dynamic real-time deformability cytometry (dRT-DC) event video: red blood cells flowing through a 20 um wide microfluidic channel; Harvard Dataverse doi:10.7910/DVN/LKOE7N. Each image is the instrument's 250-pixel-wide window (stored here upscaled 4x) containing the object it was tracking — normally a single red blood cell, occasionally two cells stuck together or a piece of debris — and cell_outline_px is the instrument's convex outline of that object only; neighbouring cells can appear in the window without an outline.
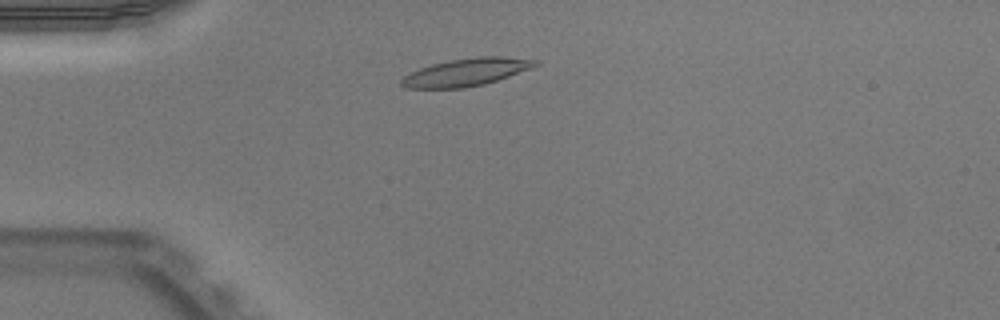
{"species": "Egyptian fruit bat (a non-hibernating species)", "species_latin": "Rousettus aegyptiacus", "temperature_condition": "warm", "stored_images_in_passage": 45, "camera_frame_rate_fps": 3000, "um_per_image_px": 0.085, "animal": {"sex": "male"}, "frame": {"image": 1, "passage_image": 7, "time_ms": 2.0, "image_size_px": [1000, 320], "cell_outline_px": [[540, 64], [532, 68], [484, 84], [464, 88], [408, 88], [400, 84], [400, 80], [404, 76], [420, 68], [432, 64], [448, 60], [480, 56], [504, 56], [540, 60]], "centroid_in_image_um": [39.67, 6.12], "position_along_channel_um": 45.3, "area_um2": 21.5}}
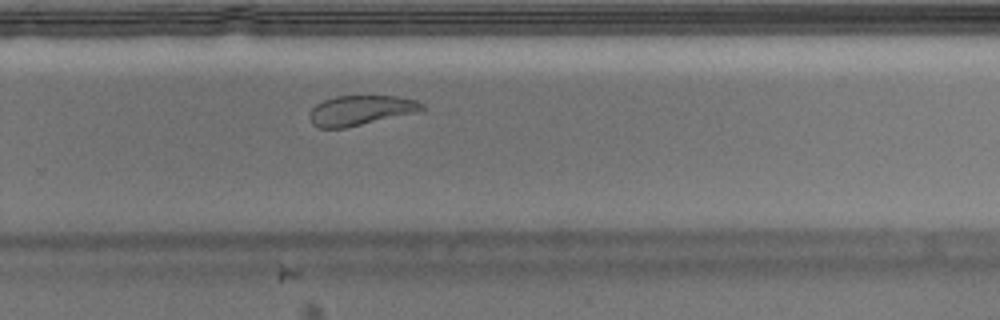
{"frame": {"image": 2, "passage_image": 28, "time_ms": 9.0, "image_size_px": [1000, 320], "cell_outline_px": [[424, 108], [416, 112], [344, 128], [320, 128], [312, 124], [308, 120], [308, 112], [316, 104], [324, 100], [336, 96], [396, 96], [416, 100], [424, 104]], "centroid_in_image_um": [30.59, 9.38], "position_along_channel_um": 299.2, "area_um2": 19.48}}
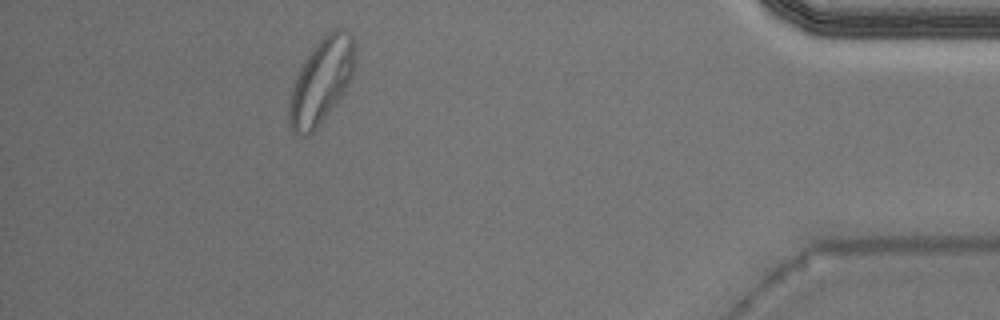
{"frame": {"image": 3, "passage_image": 40, "time_ms": 13.0, "image_size_px": [1000, 320], "cell_outline_px": [[352, 76], [348, 84], [340, 96], [316, 128], [308, 136], [300, 136], [292, 132], [288, 120], [288, 104], [292, 88], [296, 76], [304, 60], [312, 48], [332, 28], [340, 28], [348, 32], [352, 36]], "centroid_in_image_um": [27.24, 6.92], "position_along_channel_um": 408.0, "area_um2": 31.79}, "authors_computed_cell_mechanics": {"area_um2": 21.1548, "velocity_mm_per_s": 3.9239, "shape_relaxation_time_tau1_ms": 7.0132, "shape_relaxation_time_tau2_ms": 4.5264, "deformation_change_tau1": 0.2244, "deformation_change_tau2": 0.0814}}